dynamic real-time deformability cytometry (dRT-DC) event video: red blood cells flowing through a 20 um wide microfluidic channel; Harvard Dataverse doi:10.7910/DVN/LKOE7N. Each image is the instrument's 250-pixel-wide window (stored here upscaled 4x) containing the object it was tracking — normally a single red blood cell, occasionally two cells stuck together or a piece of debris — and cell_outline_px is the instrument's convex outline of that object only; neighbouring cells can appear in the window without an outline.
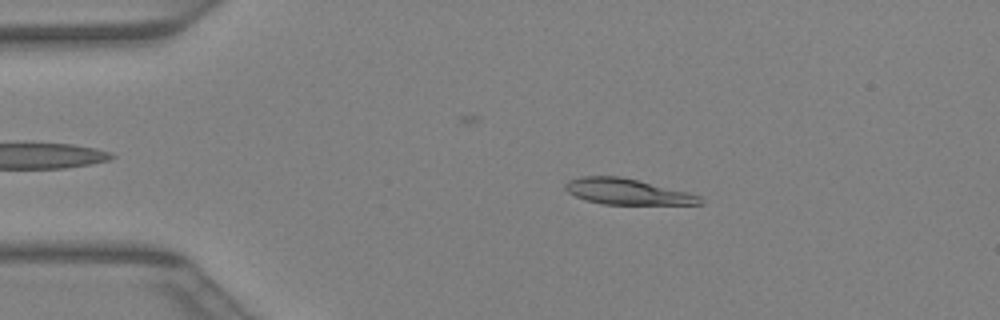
{"species": "Egyptian fruit bat (a non-hibernating species)", "species_latin": "Rousettus aegyptiacus", "temperature_condition": "warm", "stored_images_in_passage": 40, "camera_frame_rate_fps": 3000, "um_per_image_px": 0.085, "animal": {"sex": "female"}, "frame": {"image": 1, "passage_image": 7, "time_ms": 2.0, "image_size_px": [1000, 320], "cell_outline_px": [[704, 204], [604, 204], [588, 200], [576, 196], [568, 192], [564, 188], [564, 184], [568, 180], [580, 176], [620, 176], [688, 192], [700, 196], [704, 200]], "centroid_in_image_um": [53.31, 16.28], "position_along_channel_um": 31.7, "area_um2": 20.11}}
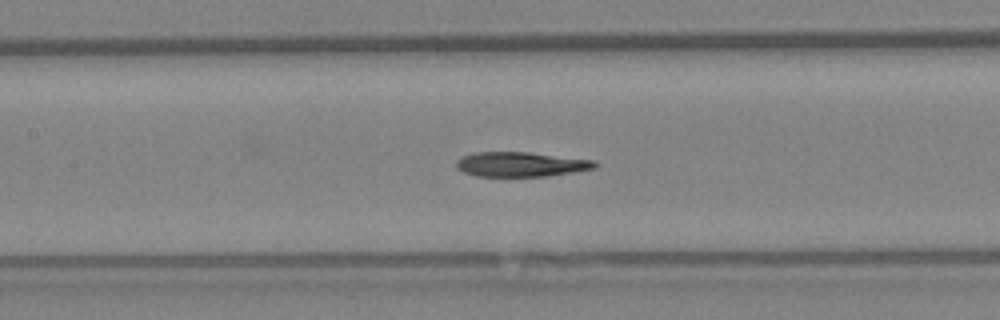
{"frame": {"image": 2, "passage_image": 18, "time_ms": 5.667, "image_size_px": [1000, 320], "cell_outline_px": [[600, 164], [596, 168], [572, 172], [544, 176], [476, 176], [464, 172], [456, 168], [456, 160], [460, 156], [476, 152], [528, 152], [596, 160]], "centroid_in_image_um": [44.28, 13.96], "position_along_channel_um": 163.1, "area_um2": 20.06}}
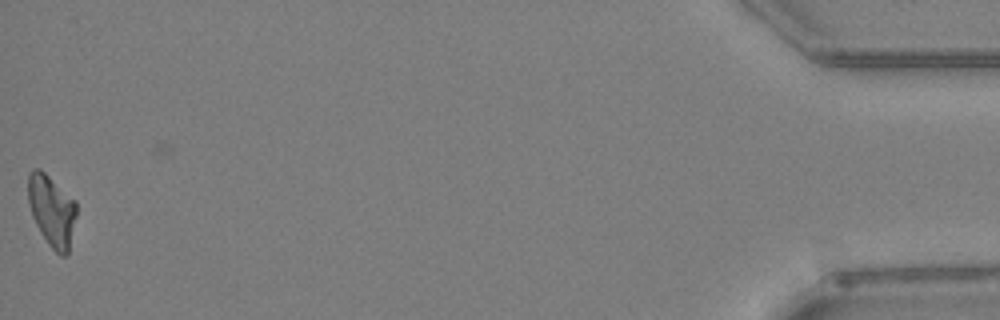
{"frame": {"image": 3, "passage_image": 40, "time_ms": 13.0, "image_size_px": [1000, 320], "cell_outline_px": [[76, 216], [68, 252], [64, 256], [60, 256], [48, 244], [40, 232], [32, 216], [28, 204], [28, 172], [32, 168], [40, 168], [76, 200]], "centroid_in_image_um": [4.39, 17.87], "position_along_channel_um": 430.8, "area_um2": 20.23}}